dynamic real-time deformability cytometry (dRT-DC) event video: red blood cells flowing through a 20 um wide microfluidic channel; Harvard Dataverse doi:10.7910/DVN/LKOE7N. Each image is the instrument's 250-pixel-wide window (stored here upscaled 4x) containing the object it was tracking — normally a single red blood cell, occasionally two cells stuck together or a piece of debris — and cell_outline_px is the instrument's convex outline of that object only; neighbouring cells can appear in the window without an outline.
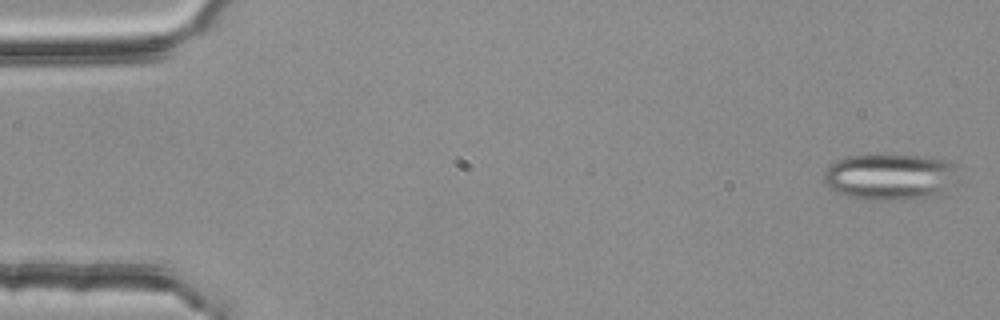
{"species": "common noctule bat (a hibernating species)", "species_latin": "Nyctalus noctula", "temperature_condition": "room temperature", "stored_images_in_passage": 54, "segment_of_instrument_passage": [1, 2], "camera_frame_rate_fps": 3000, "um_per_image_px": 0.085, "animal": {"sex": "female", "body_mass_g": 25.1}, "frame": {"image": 1, "passage_image": 2, "time_ms": 0.333, "image_size_px": [1000, 320], "cell_outline_px": [[956, 164], [940, 192], [936, 196], [904, 200], [872, 200], [848, 196], [836, 192], [828, 188], [824, 180], [824, 172], [836, 160], [848, 156], [924, 156], [948, 160]], "centroid_in_image_um": [75.52, 15.04], "position_along_channel_um": 9.5, "area_um2": 35.14}}